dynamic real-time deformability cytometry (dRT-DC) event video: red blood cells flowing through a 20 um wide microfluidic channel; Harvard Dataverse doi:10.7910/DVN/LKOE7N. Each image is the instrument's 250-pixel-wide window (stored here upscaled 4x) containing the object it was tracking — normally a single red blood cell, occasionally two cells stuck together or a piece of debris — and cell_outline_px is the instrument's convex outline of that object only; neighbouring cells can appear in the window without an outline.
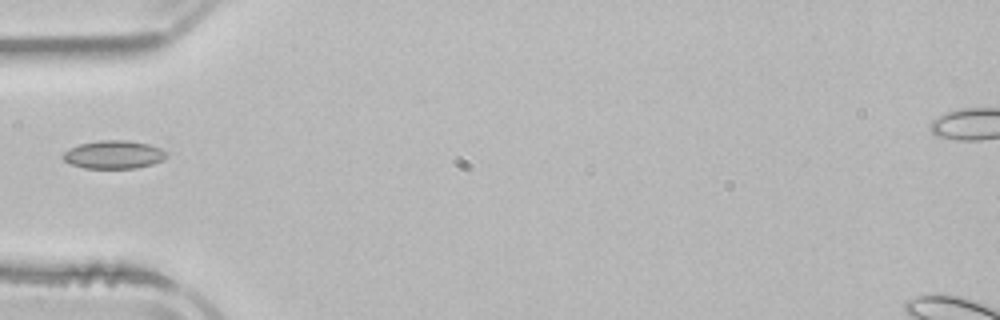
{"species": "common noctule bat (a hibernating species)", "species_latin": "Nyctalus noctula", "temperature_condition": "room temperature", "stored_images_in_passage": 4, "segment_of_instrument_passage": [2, 2], "camera_frame_rate_fps": 3000, "um_per_image_px": 0.085, "animal": {"sex": "male", "body_mass_g": 21.5, "forearm_length_mm": 52.0}, "frame": {"image": 1, "passage_image": 4, "time_ms": 3.667, "image_size_px": [1000, 320], "cell_outline_px": [[168, 156], [164, 160], [152, 164], [136, 168], [84, 168], [72, 164], [64, 160], [60, 156], [68, 148], [80, 144], [100, 140], [128, 140], [148, 144], [160, 148], [168, 152]], "centroid_in_image_um": [9.68, 13.14], "position_along_channel_um": 75.3, "area_um2": 17.11}}